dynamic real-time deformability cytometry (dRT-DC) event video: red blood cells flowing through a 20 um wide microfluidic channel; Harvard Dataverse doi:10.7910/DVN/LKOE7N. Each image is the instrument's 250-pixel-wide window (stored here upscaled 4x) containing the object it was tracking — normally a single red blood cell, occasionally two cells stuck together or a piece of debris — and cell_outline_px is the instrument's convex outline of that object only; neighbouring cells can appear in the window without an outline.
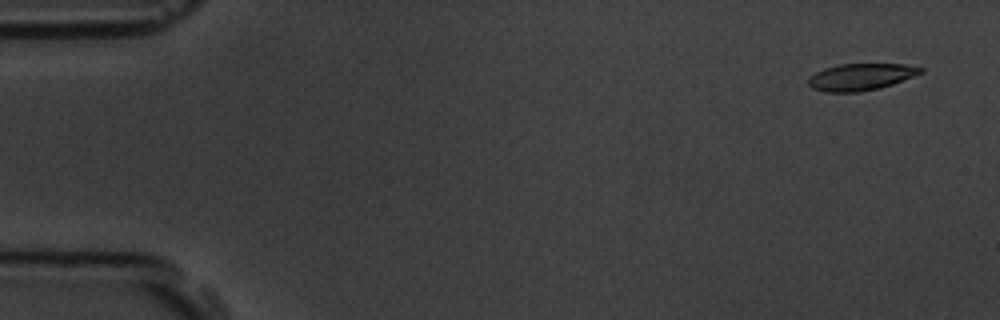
{"species": "common noctule bat (a hibernating species)", "species_latin": "Nyctalus noctula", "temperature_condition": "room temperature", "stored_images_in_passage": 3, "camera_frame_rate_fps": 3000, "um_per_image_px": 0.085, "animal": {"sex": "male", "body_mass_g": 19.5, "forearm_length_mm": 54.6}, "frame": {"image": 1, "passage_image": 1, "time_ms": 0.0, "image_size_px": [1000, 320], "cell_outline_px": [[924, 72], [892, 84], [880, 88], [856, 92], [824, 92], [812, 88], [808, 84], [808, 76], [824, 68], [840, 64], [904, 64], [924, 68]], "centroid_in_image_um": [73.14, 6.53], "position_along_channel_um": 11.9, "area_um2": 17.57}}